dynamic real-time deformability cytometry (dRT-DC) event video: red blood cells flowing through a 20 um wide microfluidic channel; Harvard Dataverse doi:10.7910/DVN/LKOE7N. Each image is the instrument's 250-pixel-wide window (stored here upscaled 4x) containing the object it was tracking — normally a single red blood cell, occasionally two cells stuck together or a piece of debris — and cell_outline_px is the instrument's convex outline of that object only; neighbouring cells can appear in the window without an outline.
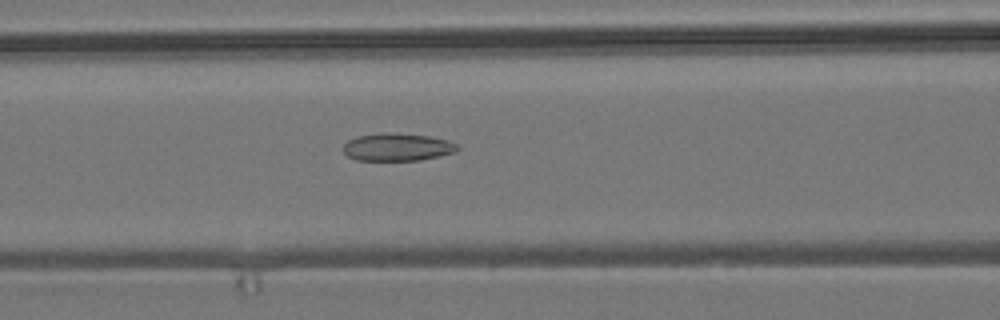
{"species": "common noctule bat (a hibernating species)", "species_latin": "Nyctalus noctula", "temperature_condition": "room temperature", "stored_images_in_passage": 39, "camera_frame_rate_fps": 3000, "um_per_image_px": 0.085, "animal": {"sex": "male", "body_mass_g": 19.2, "forearm_length_mm": 51.8}, "frame": {"image": 1, "passage_image": 6, "time_ms": 1.667, "image_size_px": [1000, 320], "cell_outline_px": [[460, 148], [456, 152], [420, 160], [356, 160], [348, 156], [344, 152], [344, 144], [348, 140], [356, 136], [388, 132], [428, 136], [448, 140], [456, 144]], "centroid_in_image_um": [33.77, 12.5], "position_along_channel_um": 132.8, "area_um2": 18.32}}
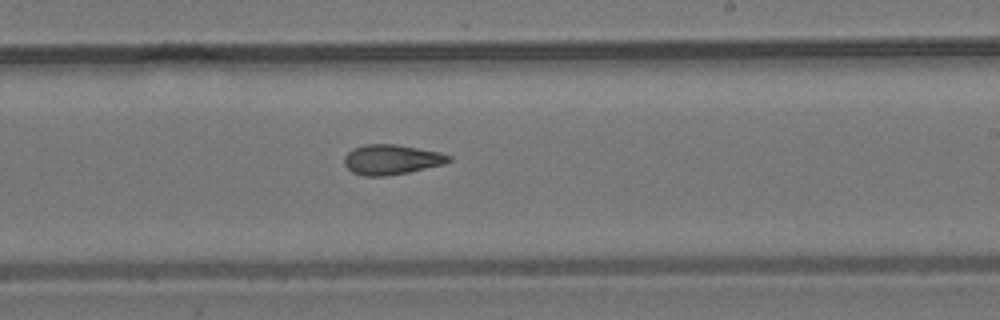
{"frame": {"image": 2, "passage_image": 16, "time_ms": 5.0, "image_size_px": [1000, 320], "cell_outline_px": [[452, 160], [444, 164], [408, 172], [384, 176], [364, 176], [352, 172], [344, 164], [344, 156], [352, 148], [364, 144], [396, 144], [440, 152], [452, 156]], "centroid_in_image_um": [33.27, 13.55], "position_along_channel_um": 255.7, "area_um2": 18.32}}
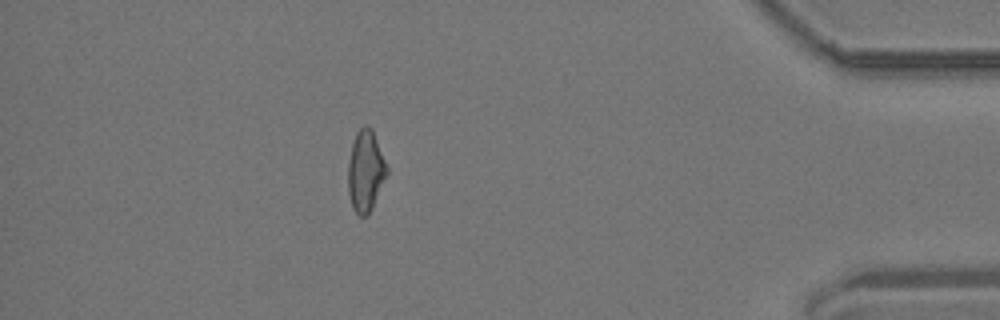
{"frame": {"image": 3, "passage_image": 32, "time_ms": 10.333, "image_size_px": [1000, 320], "cell_outline_px": [[388, 172], [372, 208], [368, 216], [360, 216], [352, 208], [348, 192], [348, 164], [352, 144], [356, 132], [364, 124], [368, 124], [372, 128], [388, 168]], "centroid_in_image_um": [31.07, 14.52], "position_along_channel_um": 404.1, "area_um2": 18.44}, "authors_computed_cell_mechanics": {"area_um2": 18.1492, "velocity_mm_per_s": 3.6899, "shape_relaxation_time_tau1_ms": null, "shape_relaxation_time_tau2_ms": 2.6254, "deformation_change_tau1": null, "deformation_change_tau2": 0.1068}}